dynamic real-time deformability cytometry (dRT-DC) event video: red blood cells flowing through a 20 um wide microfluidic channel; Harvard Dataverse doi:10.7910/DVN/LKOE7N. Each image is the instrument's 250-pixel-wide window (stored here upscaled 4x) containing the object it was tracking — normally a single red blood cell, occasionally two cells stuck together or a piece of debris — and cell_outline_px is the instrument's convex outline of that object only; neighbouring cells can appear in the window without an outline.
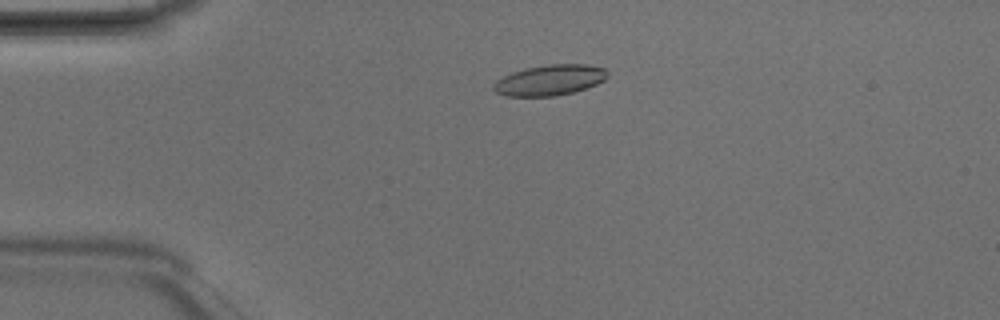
{"species": "Egyptian fruit bat (a non-hibernating species)", "species_latin": "Rousettus aegyptiacus", "temperature_condition": "room temperature", "stored_images_in_passage": 5, "camera_frame_rate_fps": 3000, "um_per_image_px": 0.085, "animal": {"sex": "male"}, "frame": {"image": 1, "passage_image": 4, "time_ms": 1.0, "image_size_px": [1000, 320], "cell_outline_px": [[608, 76], [604, 80], [596, 84], [572, 92], [556, 96], [504, 96], [496, 92], [492, 88], [492, 84], [496, 80], [512, 72], [524, 68], [548, 64], [584, 64], [604, 68], [608, 72]], "centroid_in_image_um": [46.69, 6.8], "position_along_channel_um": 38.3, "area_um2": 20.35}}
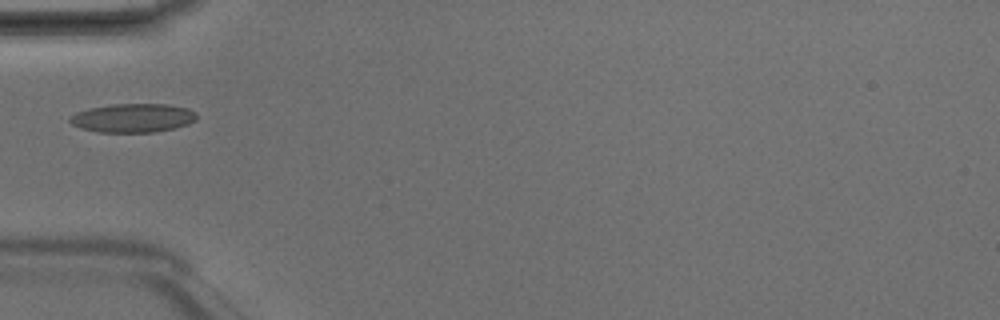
{"frame": {"image": 2, "passage_image": 5, "time_ms": 1.333, "image_size_px": [1000, 320], "cell_outline_px": [[196, 120], [188, 124], [176, 128], [152, 132], [100, 132], [80, 128], [72, 124], [68, 120], [68, 116], [76, 112], [88, 108], [112, 104], [168, 104], [188, 108], [196, 112]], "centroid_in_image_um": [11.28, 10.02], "position_along_channel_um": 73.7, "area_um2": 21.44}}